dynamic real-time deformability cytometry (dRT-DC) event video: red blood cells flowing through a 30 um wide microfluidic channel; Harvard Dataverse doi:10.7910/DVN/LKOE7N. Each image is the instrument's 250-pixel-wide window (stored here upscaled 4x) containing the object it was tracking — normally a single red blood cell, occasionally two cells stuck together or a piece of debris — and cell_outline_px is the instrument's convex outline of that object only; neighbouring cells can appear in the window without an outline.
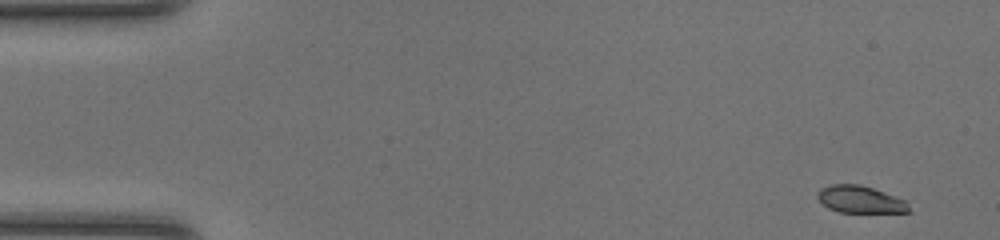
{"species": "common noctule bat (a hibernating species)", "species_latin": "Nyctalus noctula", "temperature_condition": "room temperature", "stored_images_in_passage": 46, "camera_frame_rate_fps": 3000, "um_per_image_px": 0.085, "animal": {"sex": "female", "body_mass_g": 20.0, "forearm_length_mm": 54.0}, "frame": {"image": 1, "passage_image": 1, "time_ms": 0.0, "image_size_px": [1000, 240], "cell_outline_px": [[912, 212], [840, 212], [828, 208], [816, 196], [820, 188], [832, 184], [860, 184], [908, 200]], "centroid_in_image_um": [73.17, 16.95], "position_along_channel_um": 11.8, "area_um2": 14.57}}
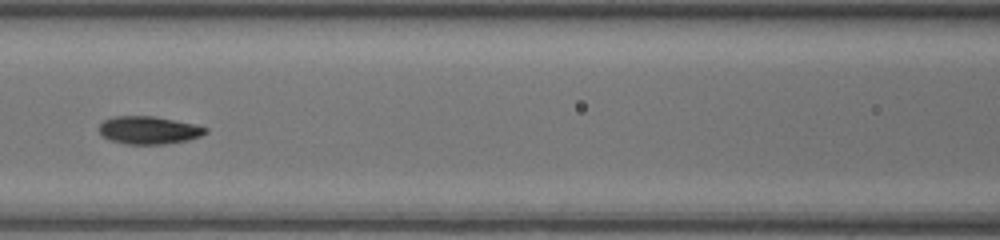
{"frame": {"image": 2, "passage_image": 20, "time_ms": 6.333, "image_size_px": [1000, 240], "cell_outline_px": [[208, 132], [200, 136], [188, 140], [164, 144], [124, 144], [112, 140], [104, 136], [100, 132], [100, 124], [104, 120], [112, 116], [156, 116], [196, 124], [208, 128]], "centroid_in_image_um": [12.69, 11.05], "position_along_channel_um": 153.9, "area_um2": 17.28}}
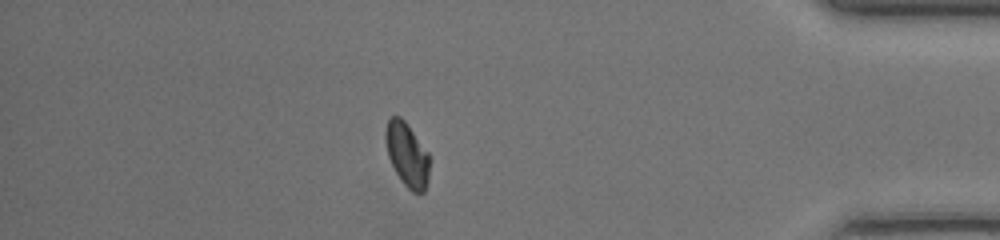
{"frame": {"image": 3, "passage_image": 40, "time_ms": 13.0, "image_size_px": [1000, 240], "cell_outline_px": [[428, 180], [424, 192], [412, 192], [400, 180], [388, 156], [384, 140], [384, 132], [388, 120], [392, 116], [400, 116], [404, 120], [428, 152]], "centroid_in_image_um": [34.57, 13.13], "position_along_channel_um": 400.6, "area_um2": 16.24}, "authors_computed_cell_mechanics": {"area_um2": 16.762, "velocity_mm_per_s": 4.3171, "shape_relaxation_time_tau1_ms": 2.456, "shape_relaxation_time_tau2_ms": 0.8306, "deformation_change_tau1": 0.1325, "deformation_change_tau2": 0.0362}}